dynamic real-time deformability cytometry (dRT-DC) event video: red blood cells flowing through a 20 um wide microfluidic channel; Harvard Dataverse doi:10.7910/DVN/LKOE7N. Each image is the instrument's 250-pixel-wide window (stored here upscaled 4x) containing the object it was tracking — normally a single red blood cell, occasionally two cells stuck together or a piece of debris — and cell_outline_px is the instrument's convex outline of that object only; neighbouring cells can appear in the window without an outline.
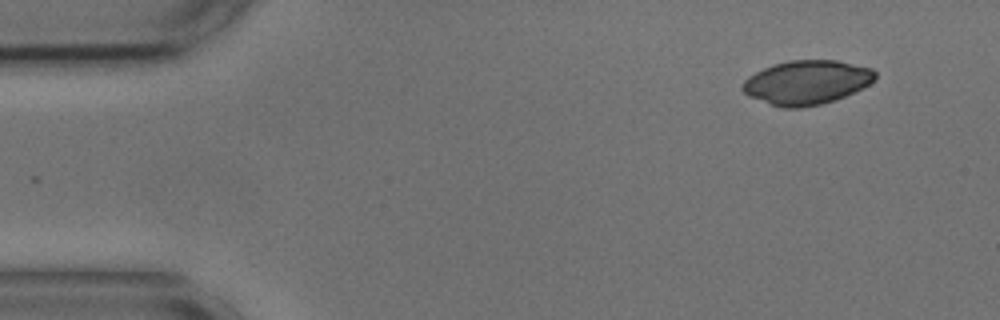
{"species": "common noctule bat (a hibernating species)", "species_latin": "Nyctalus noctula", "temperature_condition": "cold", "stored_images_in_passage": 48, "camera_frame_rate_fps": 3000, "um_per_image_px": 0.085, "animal": {"sex": "male", "body_mass_g": 17.9, "forearm_length_mm": 54.2}, "frame": {"image": 1, "passage_image": 1, "time_ms": 0.0, "image_size_px": [1000, 320], "cell_outline_px": [[876, 76], [868, 84], [844, 96], [820, 104], [800, 108], [784, 108], [748, 96], [740, 88], [744, 80], [748, 76], [772, 64], [788, 60], [836, 60], [872, 68], [876, 72]], "centroid_in_image_um": [68.52, 6.99], "position_along_channel_um": 16.5, "area_um2": 33.76}}
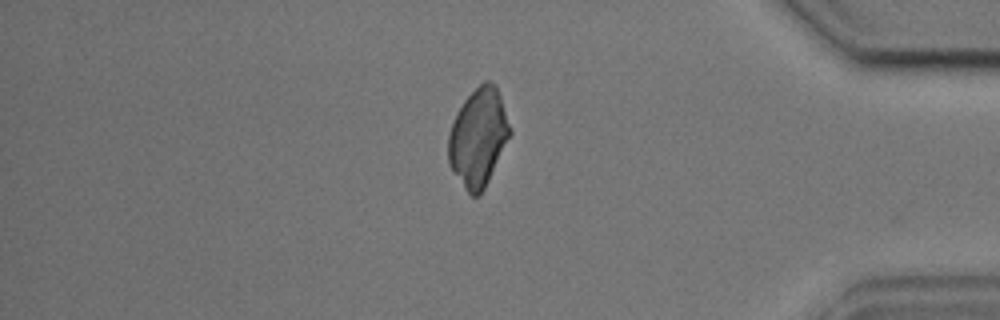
{"frame": {"image": 2, "passage_image": 42, "time_ms": 13.667, "image_size_px": [1000, 320], "cell_outline_px": [[512, 132], [480, 196], [472, 196], [468, 192], [452, 172], [448, 164], [448, 136], [456, 112], [464, 100], [484, 80], [488, 80], [496, 84]], "centroid_in_image_um": [40.63, 11.68], "position_along_channel_um": 394.6, "area_um2": 34.91}}